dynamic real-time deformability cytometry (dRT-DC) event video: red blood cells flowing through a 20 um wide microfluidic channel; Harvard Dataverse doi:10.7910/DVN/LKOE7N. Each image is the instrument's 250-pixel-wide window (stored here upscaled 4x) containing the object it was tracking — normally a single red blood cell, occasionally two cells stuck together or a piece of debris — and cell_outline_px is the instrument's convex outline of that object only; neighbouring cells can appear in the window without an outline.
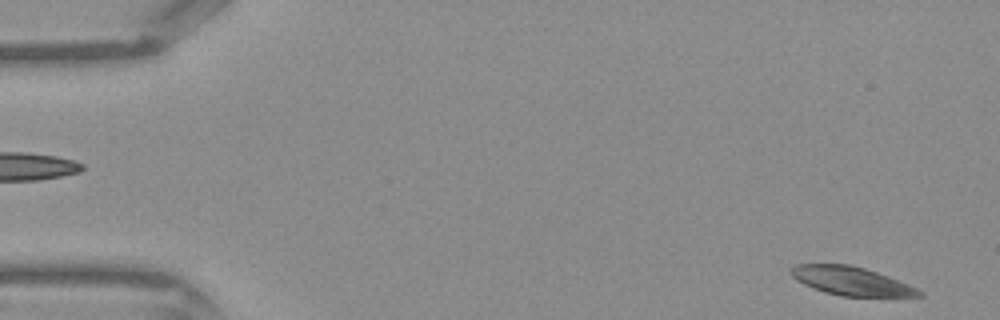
{"species": "Egyptian fruit bat (a non-hibernating species)", "species_latin": "Rousettus aegyptiacus", "temperature_condition": "warm", "stored_images_in_passage": 42, "camera_frame_rate_fps": 3000, "um_per_image_px": 0.085, "frame": {"image": 1, "passage_image": 1, "time_ms": 0.0, "image_size_px": [1000, 320], "cell_outline_px": [[924, 296], [840, 296], [824, 292], [812, 288], [796, 280], [788, 272], [796, 264], [852, 264], [888, 276], [908, 284], [924, 292]], "centroid_in_image_um": [72.32, 23.88], "position_along_channel_um": 12.7, "area_um2": 21.27}}
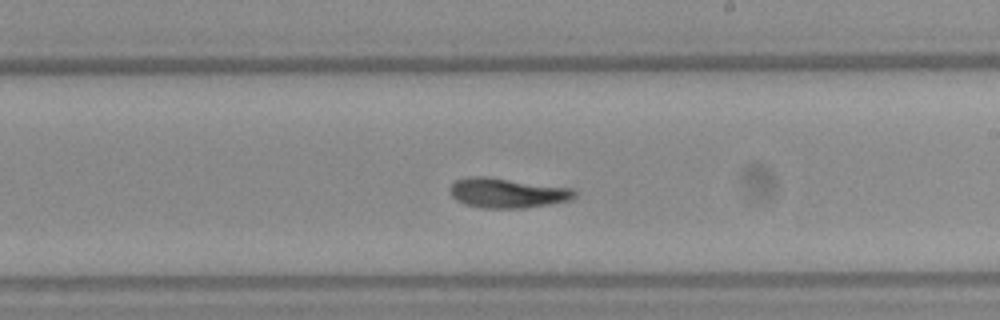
{"frame": {"image": 2, "passage_image": 24, "time_ms": 7.667, "image_size_px": [1000, 320], "cell_outline_px": [[576, 196], [568, 200], [548, 204], [524, 208], [484, 208], [464, 204], [456, 200], [452, 196], [448, 188], [456, 180], [472, 176], [484, 176], [576, 188]], "centroid_in_image_um": [43.12, 16.39], "position_along_channel_um": 245.9, "area_um2": 21.73}}
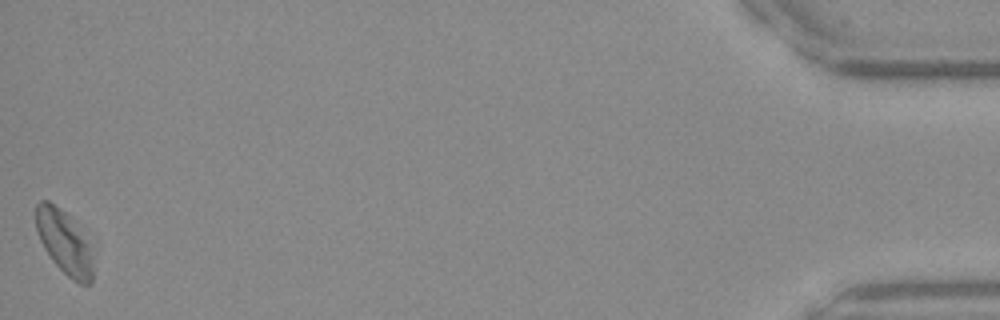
{"frame": {"image": 3, "passage_image": 42, "time_ms": 13.667, "image_size_px": [1000, 320], "cell_outline_px": [[92, 284], [80, 284], [72, 280], [52, 260], [44, 248], [40, 240], [36, 228], [36, 204], [40, 200], [48, 200], [60, 208], [68, 216], [84, 240], [88, 248], [92, 264]], "centroid_in_image_um": [5.4, 20.6], "position_along_channel_um": 429.8, "area_um2": 20.29}}